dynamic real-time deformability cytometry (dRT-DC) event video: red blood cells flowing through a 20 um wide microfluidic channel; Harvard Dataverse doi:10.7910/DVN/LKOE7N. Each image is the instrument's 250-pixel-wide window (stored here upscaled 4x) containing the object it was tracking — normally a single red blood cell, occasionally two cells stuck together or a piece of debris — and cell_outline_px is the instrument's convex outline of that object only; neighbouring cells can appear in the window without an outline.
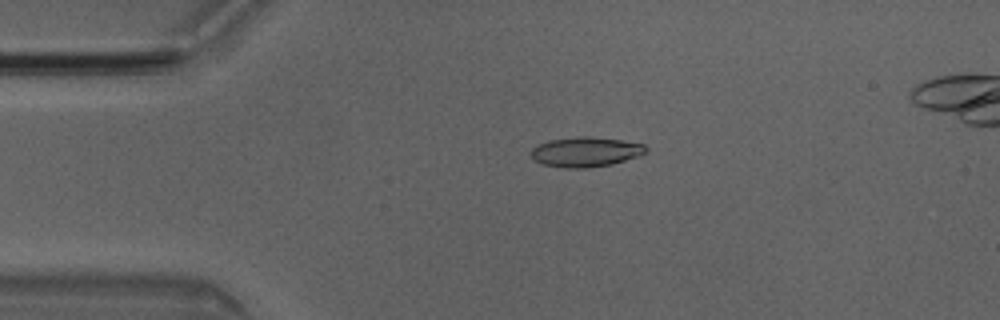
{"species": "Egyptian fruit bat (a non-hibernating species)", "species_latin": "Rousettus aegyptiacus", "temperature_condition": "room temperature", "stored_images_in_passage": 2, "camera_frame_rate_fps": 3000, "um_per_image_px": 0.085, "animal": {"sex": "male"}, "frame": {"image": 1, "passage_image": 1, "time_ms": 0.0, "image_size_px": [1000, 320], "cell_outline_px": [[648, 148], [640, 156], [612, 164], [588, 168], [564, 168], [544, 164], [536, 160], [528, 152], [532, 148], [548, 140], [580, 136], [588, 136], [620, 140], [644, 144]], "centroid_in_image_um": [49.78, 12.91], "position_along_channel_um": 35.2, "area_um2": 19.94}}